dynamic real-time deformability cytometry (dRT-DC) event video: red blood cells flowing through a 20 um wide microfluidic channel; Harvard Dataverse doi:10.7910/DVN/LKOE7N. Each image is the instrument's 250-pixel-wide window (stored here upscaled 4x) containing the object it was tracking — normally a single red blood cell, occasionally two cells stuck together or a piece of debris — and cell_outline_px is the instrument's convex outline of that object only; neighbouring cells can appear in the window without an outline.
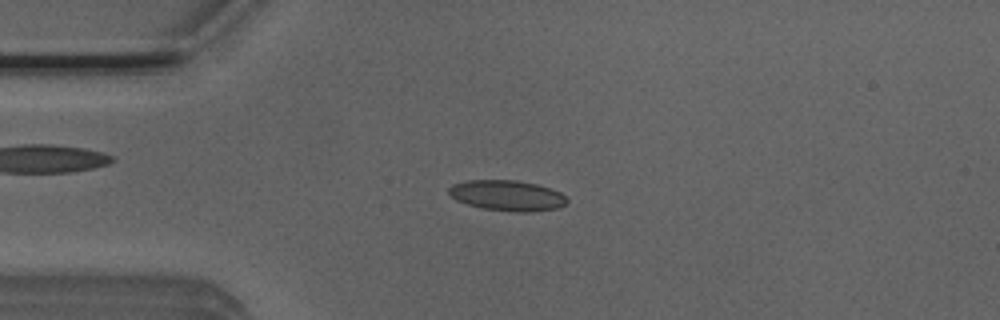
{"species": "Egyptian fruit bat (a non-hibernating species)", "species_latin": "Rousettus aegyptiacus", "temperature_condition": "room temperature", "stored_images_in_passage": 51, "camera_frame_rate_fps": 3000, "um_per_image_px": 0.085, "animal": {"sex": "male"}, "frame": {"image": 1, "passage_image": 12, "time_ms": 3.667, "image_size_px": [1000, 320], "cell_outline_px": [[568, 200], [564, 204], [556, 208], [528, 212], [516, 212], [484, 208], [468, 204], [456, 200], [448, 192], [448, 188], [452, 184], [464, 180], [516, 180], [536, 184], [560, 192]], "centroid_in_image_um": [43.07, 16.6], "position_along_channel_um": 41.9, "area_um2": 20.81}}
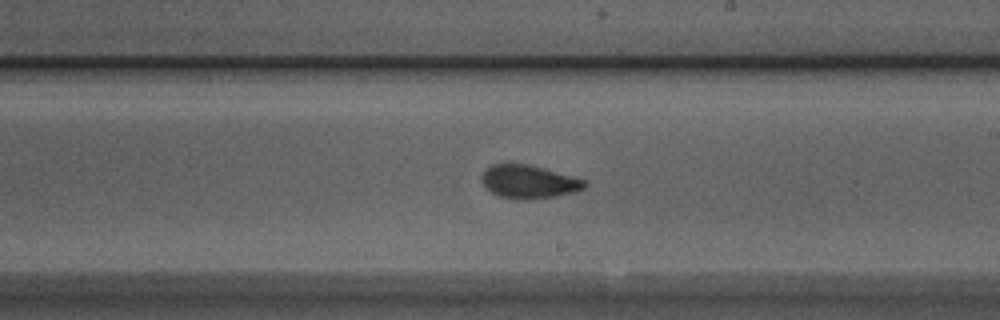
{"frame": {"image": 2, "passage_image": 29, "time_ms": 9.333, "image_size_px": [1000, 320], "cell_outline_px": [[588, 184], [584, 188], [576, 192], [556, 196], [524, 200], [500, 196], [484, 188], [480, 176], [492, 164], [528, 164], [544, 168], [584, 180]], "centroid_in_image_um": [44.94, 15.45], "position_along_channel_um": 244.1, "area_um2": 19.83}}
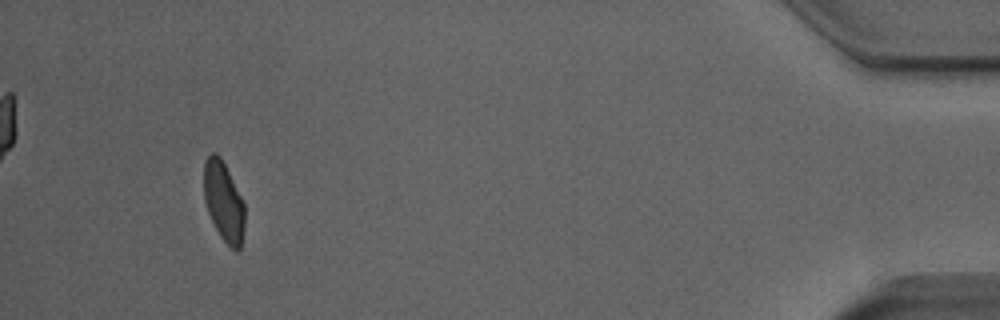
{"frame": {"image": 3, "passage_image": 48, "time_ms": 15.667, "image_size_px": [1000, 320], "cell_outline_px": [[244, 228], [240, 248], [236, 252], [220, 236], [208, 212], [204, 200], [204, 160], [212, 152], [216, 152], [220, 156], [244, 200]], "centroid_in_image_um": [19.01, 17.1], "position_along_channel_um": 416.2, "area_um2": 18.96}, "authors_computed_cell_mechanics": {"area_um2": 19.8254, "velocity_mm_per_s": 3.926, "shape_relaxation_time_tau1_ms": 8.7414, "shape_relaxation_time_tau2_ms": 1.2505, "deformation_change_tau1": 0.166, "deformation_change_tau2": 0.0661}}